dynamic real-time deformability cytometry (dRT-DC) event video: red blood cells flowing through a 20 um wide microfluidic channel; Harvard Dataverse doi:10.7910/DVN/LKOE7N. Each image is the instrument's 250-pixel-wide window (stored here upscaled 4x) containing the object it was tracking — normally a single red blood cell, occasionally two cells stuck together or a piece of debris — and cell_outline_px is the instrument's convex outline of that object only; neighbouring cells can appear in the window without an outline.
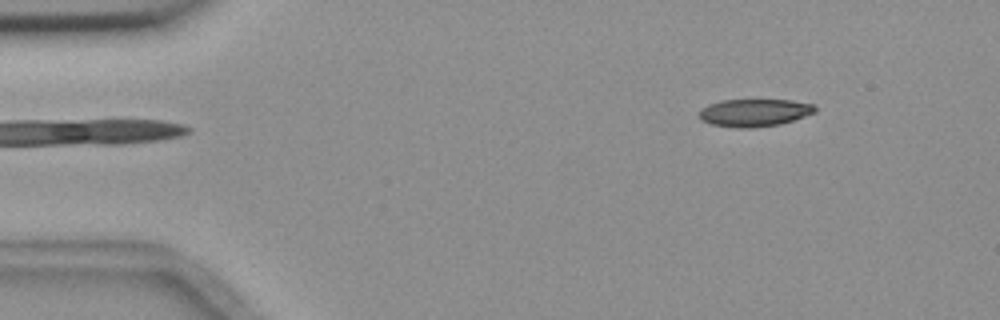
{"species": "common noctule bat (a hibernating species)", "species_latin": "Nyctalus noctula", "temperature_condition": "room temperature", "stored_images_in_passage": 4, "camera_frame_rate_fps": 3000, "um_per_image_px": 0.085, "animal": {"sex": "female", "body_mass_g": 18.4}, "frame": {"image": 1, "passage_image": 1, "time_ms": 0.0, "image_size_px": [1000, 320], "cell_outline_px": [[816, 112], [780, 124], [752, 128], [736, 128], [712, 124], [700, 120], [700, 108], [708, 104], [720, 100], [792, 100], [816, 104]], "centroid_in_image_um": [64.12, 9.57], "position_along_channel_um": 20.9, "area_um2": 18.73}}